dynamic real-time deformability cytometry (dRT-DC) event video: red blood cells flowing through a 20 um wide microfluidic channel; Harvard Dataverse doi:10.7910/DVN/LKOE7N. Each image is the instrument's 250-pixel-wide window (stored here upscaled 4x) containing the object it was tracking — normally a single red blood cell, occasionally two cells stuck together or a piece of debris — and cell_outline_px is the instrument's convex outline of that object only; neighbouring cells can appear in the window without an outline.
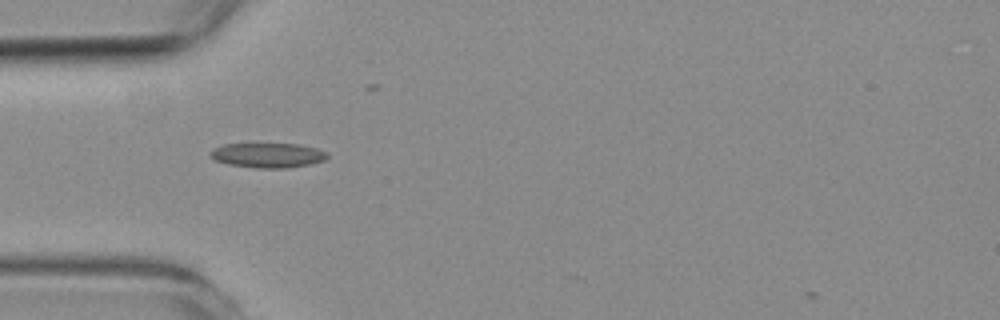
{"species": "common noctule bat (a hibernating species)", "species_latin": "Nyctalus noctula", "temperature_condition": "room temperature", "stored_images_in_passage": 41, "camera_frame_rate_fps": 3000, "um_per_image_px": 0.085, "animal": {"sex": "female", "body_mass_g": 19.3, "forearm_length_mm": 54.1}, "frame": {"image": 1, "passage_image": 1, "time_ms": 0.0, "image_size_px": [1000, 320], "cell_outline_px": [[328, 156], [324, 160], [308, 164], [288, 168], [256, 168], [228, 164], [216, 160], [208, 156], [208, 152], [212, 148], [224, 144], [300, 144], [316, 148], [324, 152]], "centroid_in_image_um": [22.69, 13.19], "position_along_channel_um": 62.3, "area_um2": 16.82}}
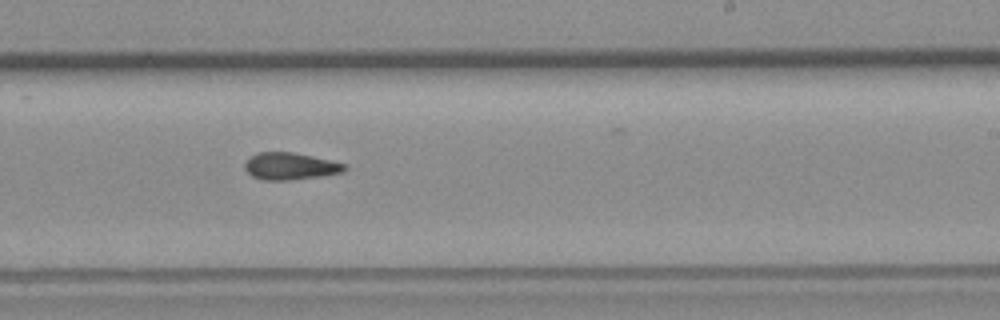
{"frame": {"image": 2, "passage_image": 18, "time_ms": 5.667, "image_size_px": [1000, 320], "cell_outline_px": [[348, 168], [344, 172], [324, 176], [288, 180], [264, 180], [252, 176], [244, 168], [244, 164], [256, 152], [292, 152], [332, 160], [348, 164]], "centroid_in_image_um": [24.73, 14.13], "position_along_channel_um": 264.3, "area_um2": 15.9}}
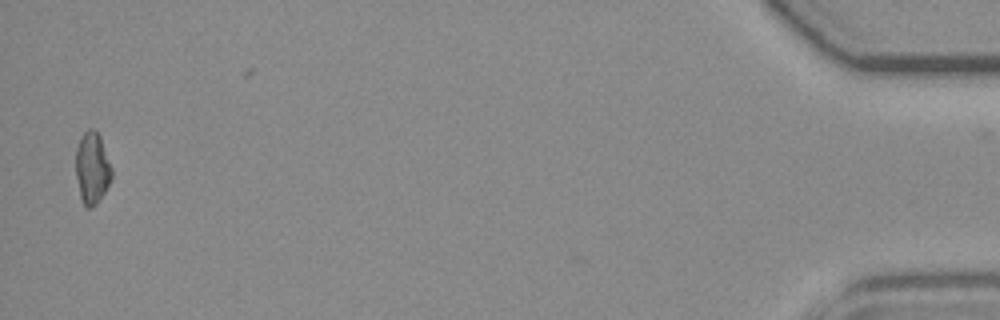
{"frame": {"image": 3, "passage_image": 40, "time_ms": 13.0, "image_size_px": [1000, 320], "cell_outline_px": [[112, 176], [104, 192], [96, 204], [92, 208], [88, 208], [84, 204], [80, 196], [76, 176], [76, 148], [84, 132], [88, 128], [96, 128], [100, 136], [112, 168]], "centroid_in_image_um": [7.83, 14.25], "position_along_channel_um": 427.4, "area_um2": 14.91}, "authors_computed_cell_mechanics": {"area_um2": 15.606, "velocity_mm_per_s": 3.5728, "shape_relaxation_time_tau1_ms": null, "shape_relaxation_time_tau2_ms": 10.3978, "deformation_change_tau1": null, "deformation_change_tau2": 0.1841}}